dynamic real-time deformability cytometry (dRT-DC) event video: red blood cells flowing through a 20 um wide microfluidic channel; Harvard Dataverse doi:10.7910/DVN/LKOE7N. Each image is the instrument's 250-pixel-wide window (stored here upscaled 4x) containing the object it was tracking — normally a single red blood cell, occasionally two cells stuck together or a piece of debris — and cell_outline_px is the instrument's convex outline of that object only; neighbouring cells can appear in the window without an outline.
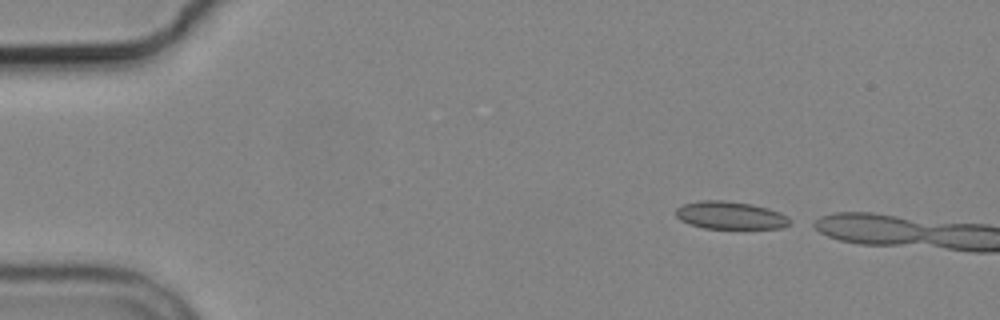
{"species": "common noctule bat (a hibernating species)", "species_latin": "Nyctalus noctula", "temperature_condition": "cold", "stored_images_in_passage": 3, "camera_frame_rate_fps": 3000, "um_per_image_px": 0.085, "animal": {"sex": "male", "body_mass_g": 19.2, "forearm_length_mm": 51.8}, "frame": {"image": 1, "passage_image": 1, "time_ms": 0.0, "image_size_px": [1000, 320], "cell_outline_px": [[788, 224], [780, 228], [704, 228], [688, 224], [680, 220], [676, 216], [676, 208], [684, 204], [700, 200], [724, 200], [752, 204], [768, 208], [780, 212], [788, 220]], "centroid_in_image_um": [62.0, 18.29], "position_along_channel_um": 23.0, "area_um2": 18.21}}